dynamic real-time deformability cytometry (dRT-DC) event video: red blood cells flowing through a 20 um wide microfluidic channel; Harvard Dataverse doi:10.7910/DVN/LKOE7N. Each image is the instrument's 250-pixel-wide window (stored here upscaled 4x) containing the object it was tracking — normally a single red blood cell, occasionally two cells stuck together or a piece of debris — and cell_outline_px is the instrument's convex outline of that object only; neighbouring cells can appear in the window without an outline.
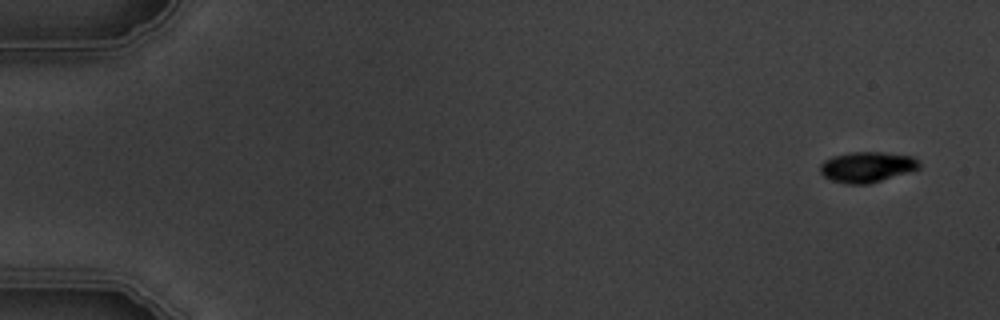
{"species": "common noctule bat (a hibernating species)", "species_latin": "Nyctalus noctula", "temperature_condition": "warm", "stored_images_in_passage": 5, "camera_frame_rate_fps": 3000, "um_per_image_px": 0.085, "animal": {"sex": "male", "body_mass_g": 19.5, "forearm_length_mm": 54.6}, "frame": {"image": 1, "passage_image": 1, "time_ms": 0.0, "image_size_px": [1000, 320], "cell_outline_px": [[920, 168], [868, 184], [844, 184], [832, 180], [824, 176], [820, 172], [820, 164], [824, 160], [832, 156], [848, 152], [884, 152], [912, 156], [920, 160]], "centroid_in_image_um": [73.68, 14.18], "position_along_channel_um": 11.3, "area_um2": 17.69}}
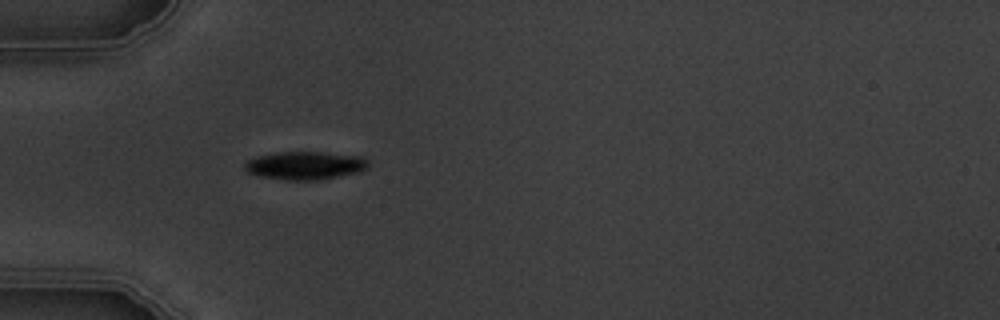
{"frame": {"image": 2, "passage_image": 5, "time_ms": 5.0, "image_size_px": [1000, 320], "cell_outline_px": [[368, 168], [360, 172], [320, 180], [284, 180], [260, 176], [248, 172], [244, 168], [244, 164], [248, 160], [256, 156], [280, 152], [320, 152], [364, 156], [368, 160]], "centroid_in_image_um": [25.97, 14.07], "position_along_channel_um": 59.0, "area_um2": 20.4}}